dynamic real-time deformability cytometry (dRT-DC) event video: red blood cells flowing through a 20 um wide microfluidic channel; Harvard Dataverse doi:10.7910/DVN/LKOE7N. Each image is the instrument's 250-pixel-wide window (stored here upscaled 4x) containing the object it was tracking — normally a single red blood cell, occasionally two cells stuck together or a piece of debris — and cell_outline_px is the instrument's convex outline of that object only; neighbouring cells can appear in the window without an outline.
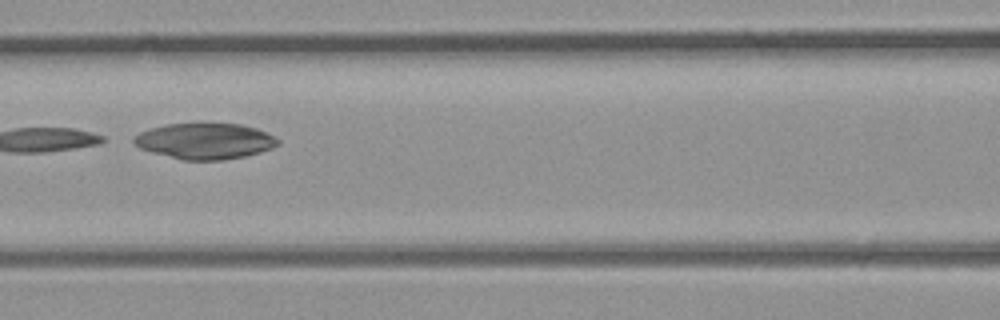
{"species": "common noctule bat (a hibernating species)", "species_latin": "Nyctalus noctula", "temperature_condition": "room temperature", "stored_images_in_passage": 7, "segment_of_instrument_passage": [1, 2], "camera_frame_rate_fps": 3000, "um_per_image_px": 0.085, "animal": {"sex": "male", "body_mass_g": 23.1, "forearm_length_mm": 52.7}, "frame": {"image": 1, "passage_image": 4, "time_ms": 1.0, "image_size_px": [1000, 320], "cell_outline_px": [[280, 144], [272, 148], [260, 152], [244, 156], [224, 160], [184, 160], [152, 152], [140, 148], [132, 140], [132, 136], [140, 132], [152, 128], [168, 124], [196, 120], [240, 124], [256, 128], [280, 140]], "centroid_in_image_um": [17.41, 11.94], "position_along_channel_um": 149.2, "area_um2": 30.87}}